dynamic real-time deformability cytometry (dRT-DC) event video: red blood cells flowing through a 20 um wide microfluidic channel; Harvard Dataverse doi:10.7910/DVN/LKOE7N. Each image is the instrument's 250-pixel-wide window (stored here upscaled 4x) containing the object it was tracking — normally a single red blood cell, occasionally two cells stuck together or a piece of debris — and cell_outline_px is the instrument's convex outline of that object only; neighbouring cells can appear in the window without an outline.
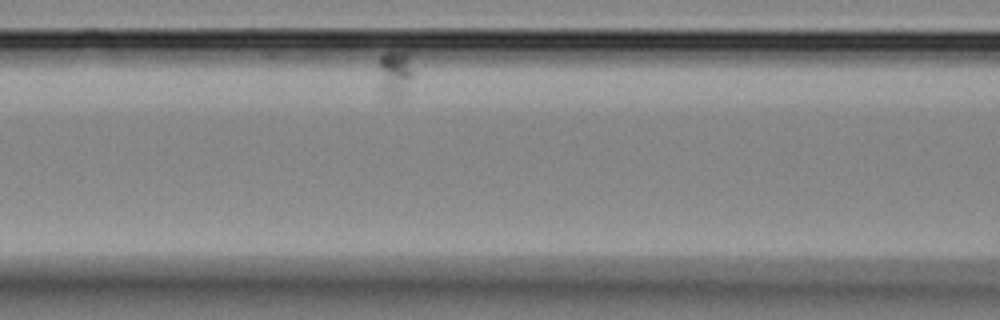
{"species": "Egyptian fruit bat (a non-hibernating species)", "species_latin": "Rousettus aegyptiacus", "temperature_condition": "room temperature", "stored_images_in_passage": 19, "segment_of_instrument_passage": [2, 3], "camera_frame_rate_fps": 3000, "um_per_image_px": 0.085, "animal": {"sex": "female"}, "frame": {"image": 1, "passage_image": 9, "time_ms": 11.0, "image_size_px": [1000, 320], "cell_outline_px": [[412, 76], [408, 92], [396, 100], [384, 100], [380, 92], [380, 56], [384, 52], [412, 52]], "centroid_in_image_um": [33.6, 6.33], "position_along_channel_um": 133.0, "area_um2": 10.12}}
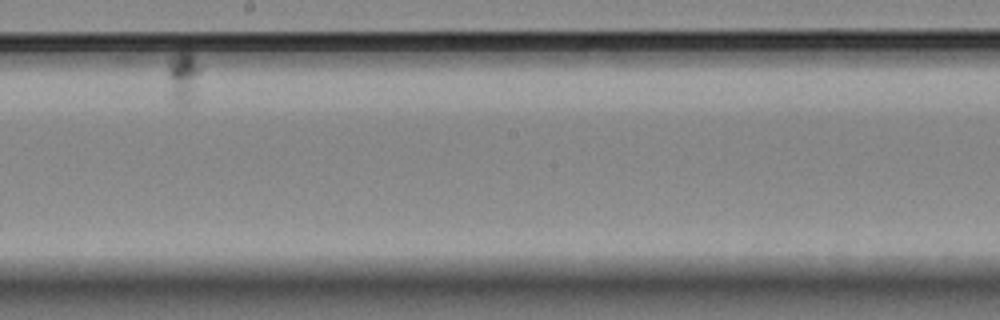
{"frame": {"image": 2, "passage_image": 14, "time_ms": 17.0, "image_size_px": [1000, 320], "cell_outline_px": [[200, 72], [196, 100], [188, 104], [176, 104], [172, 100], [168, 92], [168, 60], [180, 44], [184, 44], [200, 64]], "centroid_in_image_um": [15.57, 6.47], "position_along_channel_um": 232.6, "area_um2": 11.1}}
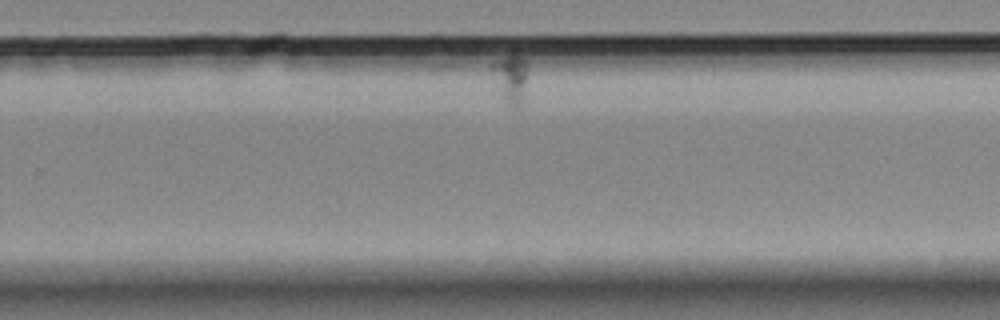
{"frame": {"image": 3, "passage_image": 16, "time_ms": 20.0, "image_size_px": [1000, 320], "cell_outline_px": [[528, 64], [524, 100], [520, 108], [512, 108], [500, 96], [492, 68], [492, 64], [512, 48], [516, 48], [524, 56]], "centroid_in_image_um": [43.48, 6.56], "position_along_channel_um": 286.3, "area_um2": 10.98}}